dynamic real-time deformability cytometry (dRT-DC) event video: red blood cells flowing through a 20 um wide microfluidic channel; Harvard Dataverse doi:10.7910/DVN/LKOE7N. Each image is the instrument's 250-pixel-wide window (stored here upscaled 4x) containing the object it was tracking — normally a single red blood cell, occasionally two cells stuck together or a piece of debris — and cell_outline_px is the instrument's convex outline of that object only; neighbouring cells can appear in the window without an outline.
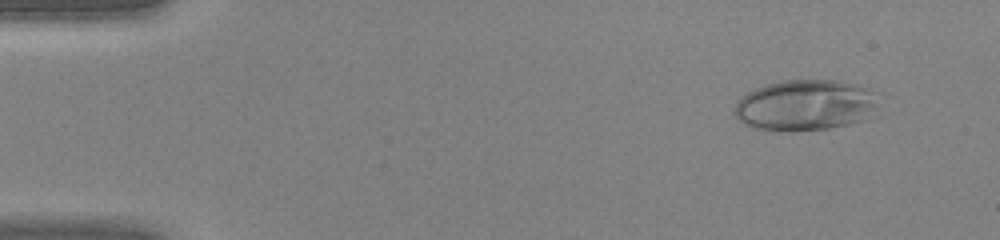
{"species": "human", "species_latin": "Homo sapiens", "temperature_condition": "warm", "stored_images_in_passage": 44, "camera_frame_rate_fps": 3000, "um_per_image_px": 0.085, "donor": {"sex": "female"}, "frame": {"image": 1, "passage_image": 4, "time_ms": 1.0, "image_size_px": [1000, 240], "cell_outline_px": [[884, 92], [876, 104], [864, 120], [848, 124], [828, 128], [792, 132], [752, 128], [744, 124], [732, 112], [736, 104], [752, 88], [764, 84], [780, 80], [836, 80], [856, 84], [872, 88]], "centroid_in_image_um": [68.48, 8.92], "position_along_channel_um": 16.5, "area_um2": 43.47}}
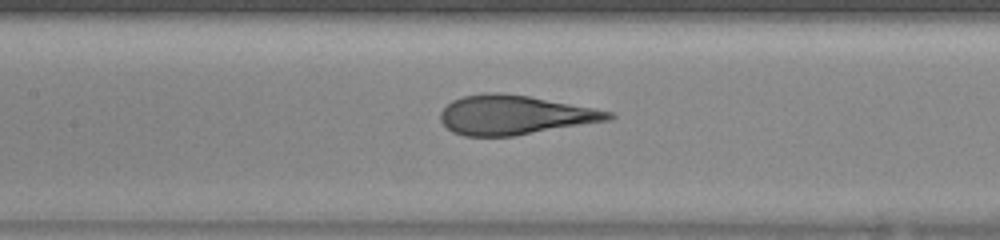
{"frame": {"image": 2, "passage_image": 21, "time_ms": 6.667, "image_size_px": [1000, 240], "cell_outline_px": [[616, 116], [612, 120], [512, 136], [464, 136], [452, 132], [440, 120], [440, 112], [452, 100], [464, 96], [484, 92], [496, 92], [528, 96], [592, 108], [612, 112]], "centroid_in_image_um": [43.73, 9.78], "position_along_channel_um": 163.7, "area_um2": 38.26}}
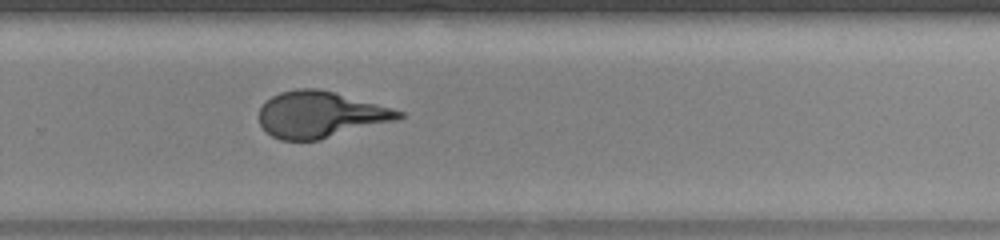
{"frame": {"image": 3, "passage_image": 30, "time_ms": 9.667, "image_size_px": [1000, 240], "cell_outline_px": [[404, 116], [400, 120], [320, 140], [280, 140], [272, 136], [260, 124], [260, 108], [272, 96], [280, 92], [296, 88], [316, 88], [332, 92], [392, 108], [404, 112]], "centroid_in_image_um": [27.26, 9.75], "position_along_channel_um": 302.5, "area_um2": 37.57}}